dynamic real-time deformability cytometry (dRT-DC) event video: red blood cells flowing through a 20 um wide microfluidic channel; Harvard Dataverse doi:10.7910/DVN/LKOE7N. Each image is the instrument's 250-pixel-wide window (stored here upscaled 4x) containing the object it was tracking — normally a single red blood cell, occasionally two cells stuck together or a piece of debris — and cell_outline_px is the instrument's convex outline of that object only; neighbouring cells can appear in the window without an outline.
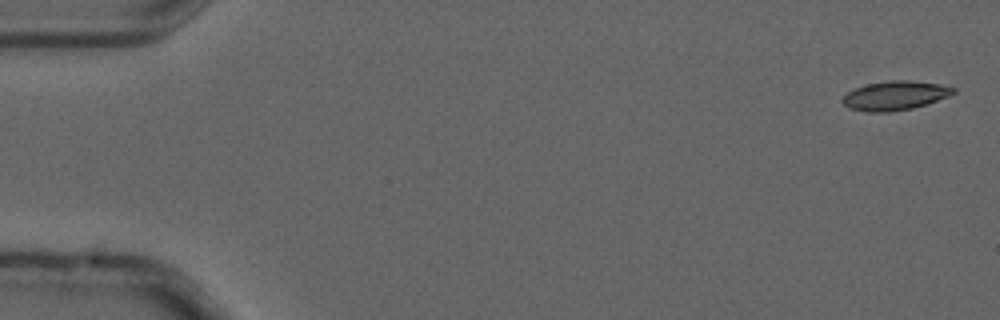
{"species": "common noctule bat (a hibernating species)", "species_latin": "Nyctalus noctula", "temperature_condition": "cold", "stored_images_in_passage": 5, "camera_frame_rate_fps": 3000, "um_per_image_px": 0.085, "animal": {"sex": "male", "forearm_length_mm": 52.5}, "frame": {"image": 1, "passage_image": 1, "time_ms": 0.0, "image_size_px": [1000, 320], "cell_outline_px": [[956, 92], [948, 96], [912, 108], [892, 112], [868, 112], [848, 108], [840, 100], [848, 92], [856, 88], [868, 84], [888, 80], [908, 80], [940, 84], [956, 88]], "centroid_in_image_um": [76.06, 8.12], "position_along_channel_um": 8.9, "area_um2": 18.67}}
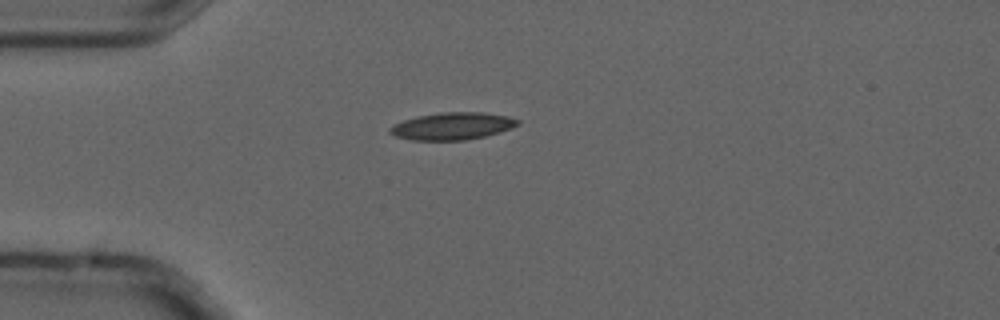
{"frame": {"image": 2, "passage_image": 4, "time_ms": 1.0, "image_size_px": [1000, 320], "cell_outline_px": [[520, 124], [512, 128], [500, 132], [484, 136], [464, 140], [412, 140], [396, 136], [388, 132], [388, 128], [392, 124], [416, 116], [440, 112], [484, 112], [508, 116], [520, 120]], "centroid_in_image_um": [38.45, 10.71], "position_along_channel_um": 46.6, "area_um2": 20.46}}